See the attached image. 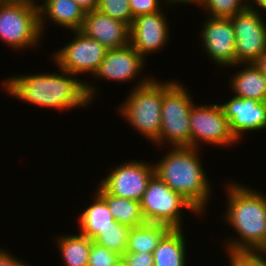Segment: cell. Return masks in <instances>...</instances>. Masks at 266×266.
<instances>
[{"instance_id": "8fae6325", "label": "cell", "mask_w": 266, "mask_h": 266, "mask_svg": "<svg viewBox=\"0 0 266 266\" xmlns=\"http://www.w3.org/2000/svg\"><path fill=\"white\" fill-rule=\"evenodd\" d=\"M141 161L133 159L116 166L101 179L100 185L111 195L140 202L149 180L155 174L154 165Z\"/></svg>"}, {"instance_id": "4316f807", "label": "cell", "mask_w": 266, "mask_h": 266, "mask_svg": "<svg viewBox=\"0 0 266 266\" xmlns=\"http://www.w3.org/2000/svg\"><path fill=\"white\" fill-rule=\"evenodd\" d=\"M121 260L120 254L92 242L88 266H116Z\"/></svg>"}, {"instance_id": "52a82bcc", "label": "cell", "mask_w": 266, "mask_h": 266, "mask_svg": "<svg viewBox=\"0 0 266 266\" xmlns=\"http://www.w3.org/2000/svg\"><path fill=\"white\" fill-rule=\"evenodd\" d=\"M140 205L147 223L166 224L171 228H182L184 209L200 214L189 201L173 191L156 174L149 180Z\"/></svg>"}, {"instance_id": "d4e9b609", "label": "cell", "mask_w": 266, "mask_h": 266, "mask_svg": "<svg viewBox=\"0 0 266 266\" xmlns=\"http://www.w3.org/2000/svg\"><path fill=\"white\" fill-rule=\"evenodd\" d=\"M186 4H194L208 12L206 16L231 18L247 8V0H189Z\"/></svg>"}, {"instance_id": "5b68a950", "label": "cell", "mask_w": 266, "mask_h": 266, "mask_svg": "<svg viewBox=\"0 0 266 266\" xmlns=\"http://www.w3.org/2000/svg\"><path fill=\"white\" fill-rule=\"evenodd\" d=\"M190 94L178 80L162 83V123L155 146L168 143L172 147H190V112L194 105Z\"/></svg>"}, {"instance_id": "ac0fdd59", "label": "cell", "mask_w": 266, "mask_h": 266, "mask_svg": "<svg viewBox=\"0 0 266 266\" xmlns=\"http://www.w3.org/2000/svg\"><path fill=\"white\" fill-rule=\"evenodd\" d=\"M230 80V89L236 97L266 102V77L253 64L247 63ZM247 65V66H246Z\"/></svg>"}, {"instance_id": "d6a6232c", "label": "cell", "mask_w": 266, "mask_h": 266, "mask_svg": "<svg viewBox=\"0 0 266 266\" xmlns=\"http://www.w3.org/2000/svg\"><path fill=\"white\" fill-rule=\"evenodd\" d=\"M247 8L255 11H259L258 9L261 8L266 11V0H251V2L250 0H247Z\"/></svg>"}, {"instance_id": "2e32d148", "label": "cell", "mask_w": 266, "mask_h": 266, "mask_svg": "<svg viewBox=\"0 0 266 266\" xmlns=\"http://www.w3.org/2000/svg\"><path fill=\"white\" fill-rule=\"evenodd\" d=\"M79 31L98 41L106 49H118L130 44V27L126 23L105 15L98 9L85 13Z\"/></svg>"}, {"instance_id": "e0dca14e", "label": "cell", "mask_w": 266, "mask_h": 266, "mask_svg": "<svg viewBox=\"0 0 266 266\" xmlns=\"http://www.w3.org/2000/svg\"><path fill=\"white\" fill-rule=\"evenodd\" d=\"M39 24L43 34L47 19L70 31L80 30L85 12L74 0H43L37 3Z\"/></svg>"}, {"instance_id": "5bb4252c", "label": "cell", "mask_w": 266, "mask_h": 266, "mask_svg": "<svg viewBox=\"0 0 266 266\" xmlns=\"http://www.w3.org/2000/svg\"><path fill=\"white\" fill-rule=\"evenodd\" d=\"M221 106L230 130L239 142L243 134L266 129V102L234 96Z\"/></svg>"}, {"instance_id": "ffe728a7", "label": "cell", "mask_w": 266, "mask_h": 266, "mask_svg": "<svg viewBox=\"0 0 266 266\" xmlns=\"http://www.w3.org/2000/svg\"><path fill=\"white\" fill-rule=\"evenodd\" d=\"M93 203L80 213L79 232L90 239H94L102 230L116 222L105 200L96 192Z\"/></svg>"}, {"instance_id": "1f68e13d", "label": "cell", "mask_w": 266, "mask_h": 266, "mask_svg": "<svg viewBox=\"0 0 266 266\" xmlns=\"http://www.w3.org/2000/svg\"><path fill=\"white\" fill-rule=\"evenodd\" d=\"M74 1L83 9L85 13L97 9L98 6V0H74Z\"/></svg>"}, {"instance_id": "cb8c5ba5", "label": "cell", "mask_w": 266, "mask_h": 266, "mask_svg": "<svg viewBox=\"0 0 266 266\" xmlns=\"http://www.w3.org/2000/svg\"><path fill=\"white\" fill-rule=\"evenodd\" d=\"M131 228L130 226L114 222L111 226L102 230L93 239V242L122 256L127 249Z\"/></svg>"}, {"instance_id": "9c48e42d", "label": "cell", "mask_w": 266, "mask_h": 266, "mask_svg": "<svg viewBox=\"0 0 266 266\" xmlns=\"http://www.w3.org/2000/svg\"><path fill=\"white\" fill-rule=\"evenodd\" d=\"M71 33H75L73 39L54 52L55 65L77 77L83 73L93 76L108 49L79 30Z\"/></svg>"}, {"instance_id": "484cf974", "label": "cell", "mask_w": 266, "mask_h": 266, "mask_svg": "<svg viewBox=\"0 0 266 266\" xmlns=\"http://www.w3.org/2000/svg\"><path fill=\"white\" fill-rule=\"evenodd\" d=\"M97 9L115 20L126 23L129 27L134 21L129 0H98Z\"/></svg>"}, {"instance_id": "6da1fadb", "label": "cell", "mask_w": 266, "mask_h": 266, "mask_svg": "<svg viewBox=\"0 0 266 266\" xmlns=\"http://www.w3.org/2000/svg\"><path fill=\"white\" fill-rule=\"evenodd\" d=\"M58 70L59 73L13 75L2 80V87L9 96L50 110L67 111L89 106L97 88L90 82L78 80L74 74Z\"/></svg>"}, {"instance_id": "e575fe53", "label": "cell", "mask_w": 266, "mask_h": 266, "mask_svg": "<svg viewBox=\"0 0 266 266\" xmlns=\"http://www.w3.org/2000/svg\"><path fill=\"white\" fill-rule=\"evenodd\" d=\"M116 266H126L125 263L121 260Z\"/></svg>"}, {"instance_id": "f1b7e54d", "label": "cell", "mask_w": 266, "mask_h": 266, "mask_svg": "<svg viewBox=\"0 0 266 266\" xmlns=\"http://www.w3.org/2000/svg\"><path fill=\"white\" fill-rule=\"evenodd\" d=\"M129 0L130 4V11L132 13V16L135 18L138 15L142 14H153L158 11H161V7L166 5L173 4H185L182 0ZM169 3V4H168Z\"/></svg>"}, {"instance_id": "9a60e30c", "label": "cell", "mask_w": 266, "mask_h": 266, "mask_svg": "<svg viewBox=\"0 0 266 266\" xmlns=\"http://www.w3.org/2000/svg\"><path fill=\"white\" fill-rule=\"evenodd\" d=\"M144 59L130 44L118 49H108L93 77L102 80L131 82L144 68Z\"/></svg>"}, {"instance_id": "603a6c76", "label": "cell", "mask_w": 266, "mask_h": 266, "mask_svg": "<svg viewBox=\"0 0 266 266\" xmlns=\"http://www.w3.org/2000/svg\"><path fill=\"white\" fill-rule=\"evenodd\" d=\"M56 239L65 266H88L92 239L80 232L78 235H61Z\"/></svg>"}, {"instance_id": "ba28073f", "label": "cell", "mask_w": 266, "mask_h": 266, "mask_svg": "<svg viewBox=\"0 0 266 266\" xmlns=\"http://www.w3.org/2000/svg\"><path fill=\"white\" fill-rule=\"evenodd\" d=\"M203 142L222 147L236 144L227 117L217 104L194 105L190 112V147L197 149Z\"/></svg>"}, {"instance_id": "4dcf8cb0", "label": "cell", "mask_w": 266, "mask_h": 266, "mask_svg": "<svg viewBox=\"0 0 266 266\" xmlns=\"http://www.w3.org/2000/svg\"><path fill=\"white\" fill-rule=\"evenodd\" d=\"M15 257L6 249H0V266H30L28 262L25 263L23 260Z\"/></svg>"}, {"instance_id": "83f0119b", "label": "cell", "mask_w": 266, "mask_h": 266, "mask_svg": "<svg viewBox=\"0 0 266 266\" xmlns=\"http://www.w3.org/2000/svg\"><path fill=\"white\" fill-rule=\"evenodd\" d=\"M227 255L230 266H266L264 251H236Z\"/></svg>"}, {"instance_id": "277c9868", "label": "cell", "mask_w": 266, "mask_h": 266, "mask_svg": "<svg viewBox=\"0 0 266 266\" xmlns=\"http://www.w3.org/2000/svg\"><path fill=\"white\" fill-rule=\"evenodd\" d=\"M145 77H141L117 110L134 130L155 144L159 140L162 123L163 81L153 79L152 76Z\"/></svg>"}, {"instance_id": "836d02e7", "label": "cell", "mask_w": 266, "mask_h": 266, "mask_svg": "<svg viewBox=\"0 0 266 266\" xmlns=\"http://www.w3.org/2000/svg\"><path fill=\"white\" fill-rule=\"evenodd\" d=\"M266 77V50L253 63Z\"/></svg>"}, {"instance_id": "d6986e66", "label": "cell", "mask_w": 266, "mask_h": 266, "mask_svg": "<svg viewBox=\"0 0 266 266\" xmlns=\"http://www.w3.org/2000/svg\"><path fill=\"white\" fill-rule=\"evenodd\" d=\"M184 229L172 228L153 252L154 266H187Z\"/></svg>"}, {"instance_id": "7c38bea8", "label": "cell", "mask_w": 266, "mask_h": 266, "mask_svg": "<svg viewBox=\"0 0 266 266\" xmlns=\"http://www.w3.org/2000/svg\"><path fill=\"white\" fill-rule=\"evenodd\" d=\"M201 29L204 52L219 66L236 65L235 32L231 18L207 17Z\"/></svg>"}, {"instance_id": "7402d4cb", "label": "cell", "mask_w": 266, "mask_h": 266, "mask_svg": "<svg viewBox=\"0 0 266 266\" xmlns=\"http://www.w3.org/2000/svg\"><path fill=\"white\" fill-rule=\"evenodd\" d=\"M172 228L166 224L145 223L132 227L125 253H153L162 238Z\"/></svg>"}, {"instance_id": "8992f818", "label": "cell", "mask_w": 266, "mask_h": 266, "mask_svg": "<svg viewBox=\"0 0 266 266\" xmlns=\"http://www.w3.org/2000/svg\"><path fill=\"white\" fill-rule=\"evenodd\" d=\"M42 36L34 0L0 1V39L6 46L15 51L35 48Z\"/></svg>"}, {"instance_id": "f546056e", "label": "cell", "mask_w": 266, "mask_h": 266, "mask_svg": "<svg viewBox=\"0 0 266 266\" xmlns=\"http://www.w3.org/2000/svg\"><path fill=\"white\" fill-rule=\"evenodd\" d=\"M122 261L126 266H154L153 253H124Z\"/></svg>"}, {"instance_id": "4fadbf2b", "label": "cell", "mask_w": 266, "mask_h": 266, "mask_svg": "<svg viewBox=\"0 0 266 266\" xmlns=\"http://www.w3.org/2000/svg\"><path fill=\"white\" fill-rule=\"evenodd\" d=\"M164 12L142 14L134 18L130 26V45L145 59L158 52L170 39L169 25Z\"/></svg>"}, {"instance_id": "3957f363", "label": "cell", "mask_w": 266, "mask_h": 266, "mask_svg": "<svg viewBox=\"0 0 266 266\" xmlns=\"http://www.w3.org/2000/svg\"><path fill=\"white\" fill-rule=\"evenodd\" d=\"M199 152L200 149L189 146L172 147L153 165L155 174L202 214L206 211L212 187Z\"/></svg>"}, {"instance_id": "7a4b0ae2", "label": "cell", "mask_w": 266, "mask_h": 266, "mask_svg": "<svg viewBox=\"0 0 266 266\" xmlns=\"http://www.w3.org/2000/svg\"><path fill=\"white\" fill-rule=\"evenodd\" d=\"M234 183V184H233ZM225 185L227 209L224 218L235 237L224 241L226 253L266 249V195L238 183ZM227 192V193H226ZM239 237V238H238Z\"/></svg>"}, {"instance_id": "30bf717a", "label": "cell", "mask_w": 266, "mask_h": 266, "mask_svg": "<svg viewBox=\"0 0 266 266\" xmlns=\"http://www.w3.org/2000/svg\"><path fill=\"white\" fill-rule=\"evenodd\" d=\"M259 11L246 8L231 17L235 32L236 65L254 63L266 50V24Z\"/></svg>"}, {"instance_id": "44dd1931", "label": "cell", "mask_w": 266, "mask_h": 266, "mask_svg": "<svg viewBox=\"0 0 266 266\" xmlns=\"http://www.w3.org/2000/svg\"><path fill=\"white\" fill-rule=\"evenodd\" d=\"M96 192L105 200L116 222L130 227L146 223L139 201L111 195L100 184H98Z\"/></svg>"}]
</instances>
